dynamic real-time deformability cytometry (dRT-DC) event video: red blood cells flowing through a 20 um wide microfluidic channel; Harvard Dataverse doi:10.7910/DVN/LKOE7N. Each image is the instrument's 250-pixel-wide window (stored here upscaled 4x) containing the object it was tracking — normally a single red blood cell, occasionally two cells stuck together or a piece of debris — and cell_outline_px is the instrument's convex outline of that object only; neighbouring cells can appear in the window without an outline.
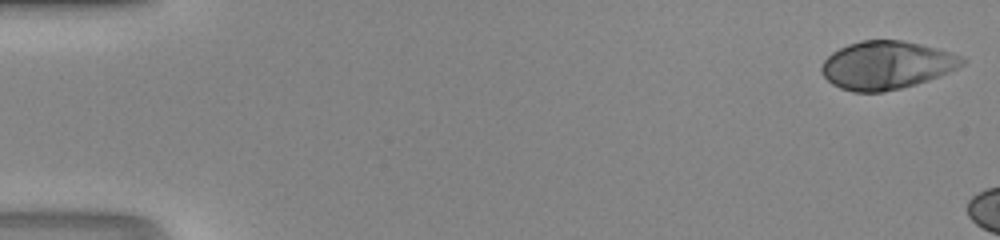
{"species": "human", "species_latin": "Homo sapiens", "temperature_condition": "room temperature", "stored_images_in_passage": 7, "camera_frame_rate_fps": 3000, "um_per_image_px": 0.085, "donor": {"sex": "male"}, "frame": {"image": 1, "passage_image": 1, "time_ms": 0.0, "image_size_px": [1000, 240], "cell_outline_px": [[968, 60], [964, 64], [940, 76], [916, 84], [884, 92], [852, 92], [840, 88], [832, 84], [820, 72], [820, 64], [832, 52], [848, 44], [860, 40], [904, 40], [936, 48], [964, 56]], "centroid_in_image_um": [75.35, 5.54], "position_along_channel_um": 9.7, "area_um2": 39.65}}